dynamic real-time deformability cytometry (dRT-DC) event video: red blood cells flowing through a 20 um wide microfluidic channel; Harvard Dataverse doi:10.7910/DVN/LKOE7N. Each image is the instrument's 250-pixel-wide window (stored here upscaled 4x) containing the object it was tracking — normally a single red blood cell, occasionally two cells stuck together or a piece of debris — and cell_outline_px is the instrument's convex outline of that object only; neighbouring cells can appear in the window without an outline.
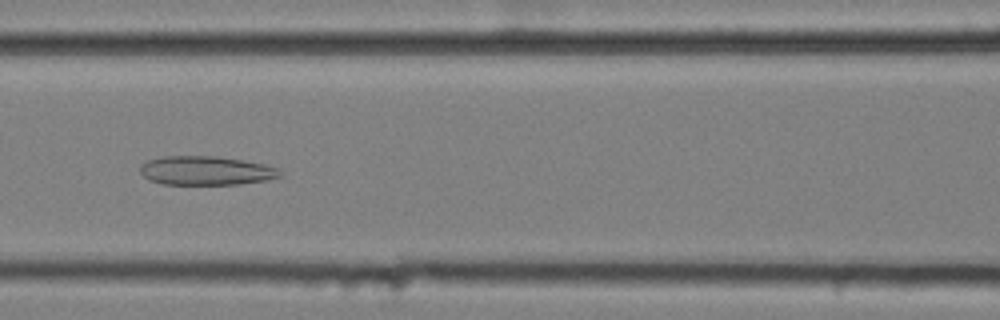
{"species": "common noctule bat (a hibernating species)", "species_latin": "Nyctalus noctula", "temperature_condition": "cold", "stored_images_in_passage": 57, "camera_frame_rate_fps": 3000, "um_per_image_px": 0.085, "animal": {"sex": "female", "body_mass_g": 25.1}, "frame": {"image": 1, "passage_image": 25, "time_ms": 8.0, "image_size_px": [1000, 320], "cell_outline_px": [[284, 172], [280, 176], [264, 180], [240, 184], [164, 184], [148, 180], [140, 172], [140, 168], [148, 160], [164, 156], [216, 156], [264, 164], [276, 168]], "centroid_in_image_um": [17.5, 14.5], "position_along_channel_um": 149.1, "area_um2": 23.35}}
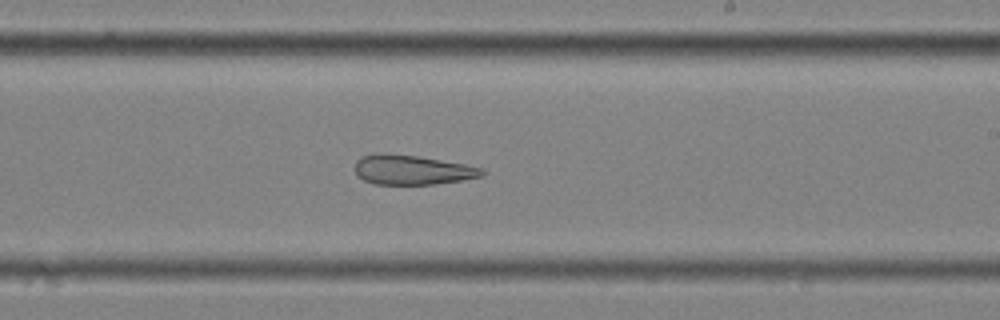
{"frame": {"image": 2, "passage_image": 34, "time_ms": 11.0, "image_size_px": [1000, 320], "cell_outline_px": [[488, 172], [484, 176], [464, 180], [436, 184], [372, 184], [356, 176], [356, 160], [360, 156], [416, 156], [464, 164], [484, 168]], "centroid_in_image_um": [35.14, 14.49], "position_along_channel_um": 253.9, "area_um2": 21.39}}
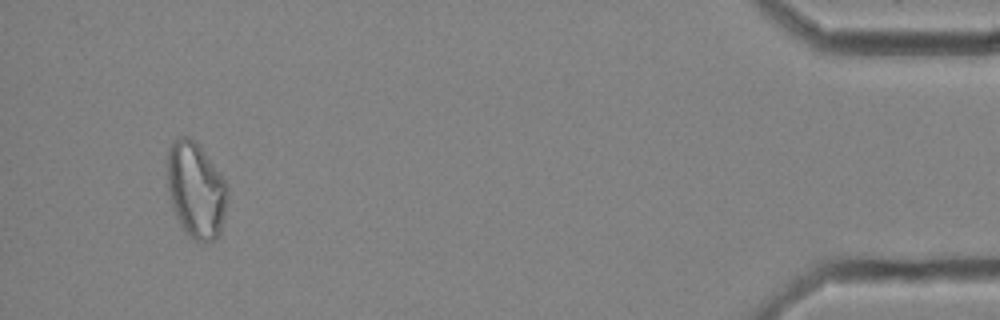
{"frame": {"image": 3, "passage_image": 54, "time_ms": 17.667, "image_size_px": [1000, 320], "cell_outline_px": [[228, 196], [224, 216], [220, 232], [216, 240], [208, 244], [192, 240], [188, 236], [180, 224], [172, 208], [168, 188], [168, 148], [172, 140], [180, 136], [188, 136], [204, 152], [228, 184]], "centroid_in_image_um": [16.66, 16.2], "position_along_channel_um": 418.5, "area_um2": 33.81}}